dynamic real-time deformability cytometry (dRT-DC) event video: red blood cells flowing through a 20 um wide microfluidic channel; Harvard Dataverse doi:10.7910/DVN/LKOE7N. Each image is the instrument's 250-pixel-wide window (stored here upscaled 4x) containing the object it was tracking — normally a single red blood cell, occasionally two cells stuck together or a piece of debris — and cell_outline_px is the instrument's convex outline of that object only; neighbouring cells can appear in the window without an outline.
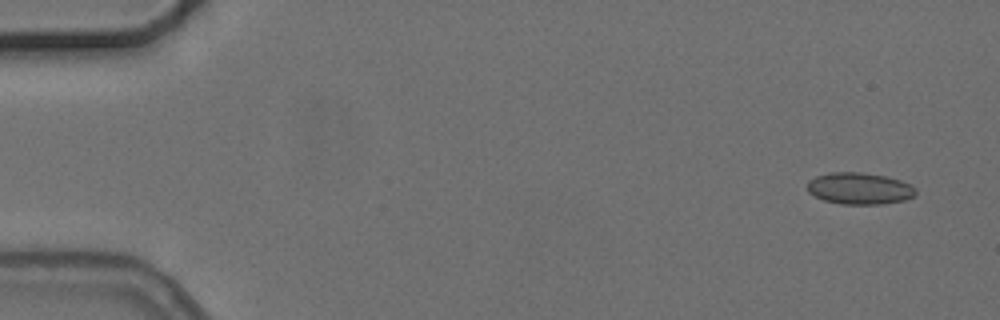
{"species": "common noctule bat (a hibernating species)", "species_latin": "Nyctalus noctula", "temperature_condition": "cold", "stored_images_in_passage": 7, "camera_frame_rate_fps": 3000, "um_per_image_px": 0.085, "animal": {"sex": "female", "body_mass_g": 24.6, "forearm_length_mm": 56.2}, "frame": {"image": 1, "passage_image": 1, "time_ms": 0.0, "image_size_px": [1000, 320], "cell_outline_px": [[916, 196], [904, 200], [884, 204], [840, 204], [824, 200], [808, 192], [808, 180], [816, 176], [832, 172], [860, 172], [884, 176], [900, 180], [916, 188]], "centroid_in_image_um": [73.06, 16.02], "position_along_channel_um": 11.9, "area_um2": 20.0}}
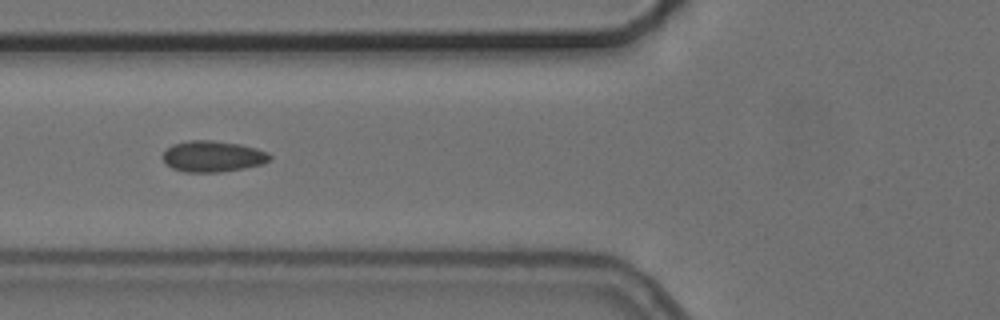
{"frame": {"image": 2, "passage_image": 6, "time_ms": 6.0, "image_size_px": [1000, 320], "cell_outline_px": [[272, 156], [264, 164], [244, 168], [220, 172], [184, 172], [172, 168], [164, 160], [164, 152], [172, 144], [188, 140], [212, 140], [240, 144], [256, 148], [268, 152]], "centroid_in_image_um": [18.11, 13.29], "position_along_channel_um": 107.7, "area_um2": 19.36}}
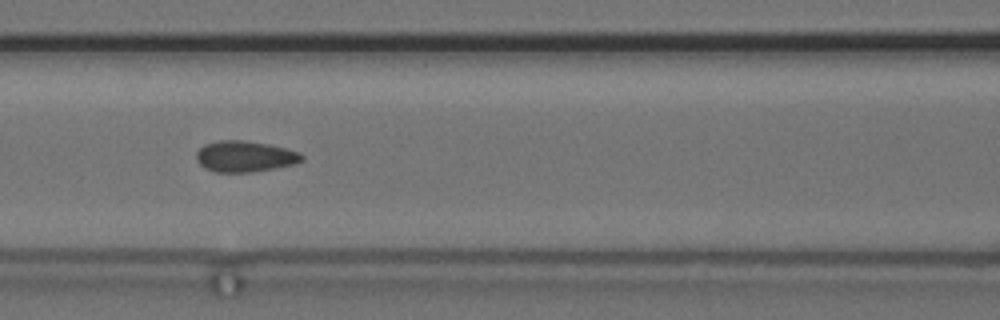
{"frame": {"image": 3, "passage_image": 7, "time_ms": 7.0, "image_size_px": [1000, 320], "cell_outline_px": [[304, 160], [296, 164], [276, 168], [252, 172], [216, 172], [204, 168], [196, 160], [196, 152], [204, 144], [220, 140], [244, 140], [268, 144], [300, 152], [304, 156]], "centroid_in_image_um": [20.82, 13.3], "position_along_channel_um": 145.8, "area_um2": 19.25}}